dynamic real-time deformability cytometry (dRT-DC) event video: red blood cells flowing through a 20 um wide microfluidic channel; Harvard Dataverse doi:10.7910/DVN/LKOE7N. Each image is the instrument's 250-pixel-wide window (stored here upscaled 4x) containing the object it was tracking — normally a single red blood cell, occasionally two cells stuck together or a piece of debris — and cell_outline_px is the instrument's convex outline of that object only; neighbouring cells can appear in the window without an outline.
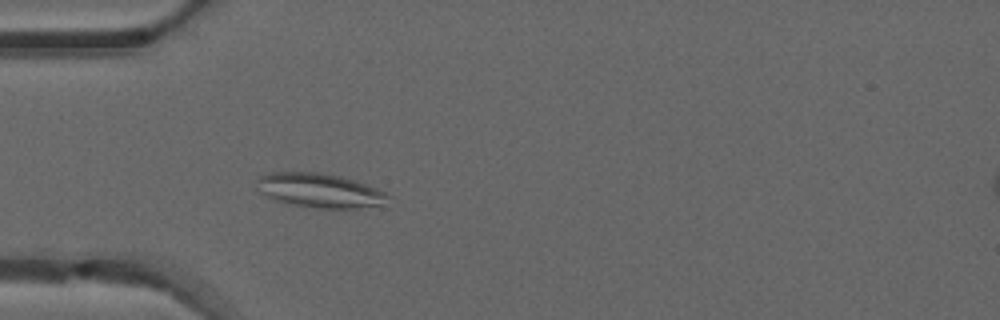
{"species": "common noctule bat (a hibernating species)", "species_latin": "Nyctalus noctula", "temperature_condition": "warm", "stored_images_in_passage": 48, "camera_frame_rate_fps": 3000, "um_per_image_px": 0.085, "animal": {"sex": "male", "forearm_length_mm": 52.5}, "frame": {"image": 1, "passage_image": 13, "time_ms": 4.0, "image_size_px": [1000, 320], "cell_outline_px": [[392, 196], [376, 204], [356, 208], [320, 208], [292, 204], [276, 200], [260, 192], [256, 180], [260, 176], [272, 172], [316, 172], [340, 176], [376, 188]], "centroid_in_image_um": [27.11, 16.17], "position_along_channel_um": 57.9, "area_um2": 25.43}}
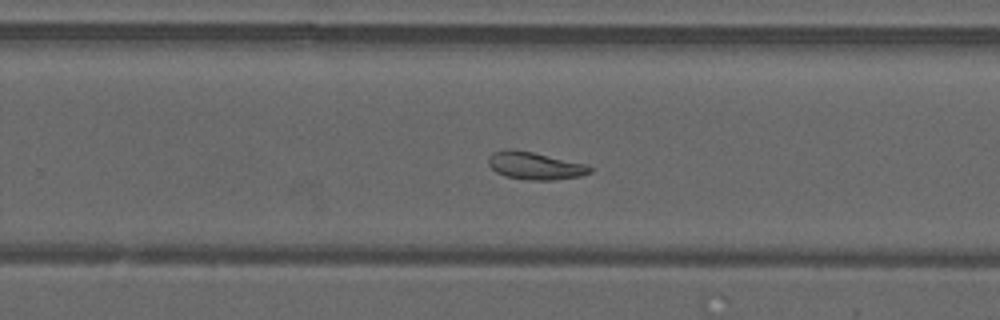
{"frame": {"image": 2, "passage_image": 30, "time_ms": 9.667, "image_size_px": [1000, 320], "cell_outline_px": [[592, 172], [580, 176], [552, 180], [528, 180], [504, 176], [496, 172], [488, 164], [488, 160], [492, 152], [504, 148], [512, 148], [532, 152], [588, 164], [592, 168]], "centroid_in_image_um": [45.46, 14.08], "position_along_channel_um": 284.3, "area_um2": 16.47}}
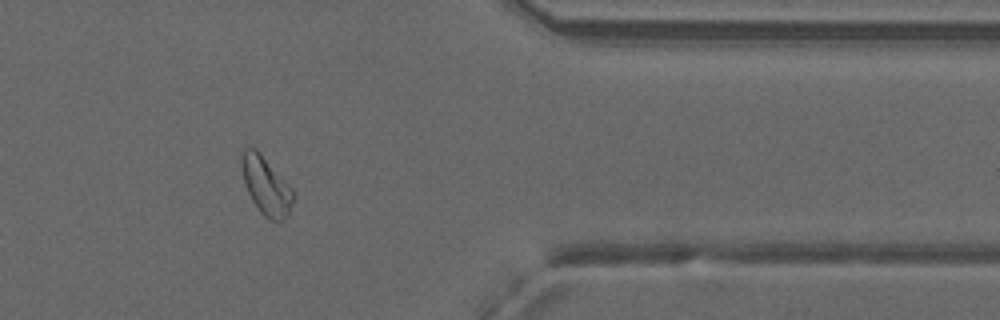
{"frame": {"image": 3, "passage_image": 39, "time_ms": 12.667, "image_size_px": [1000, 320], "cell_outline_px": [[296, 196], [288, 216], [280, 220], [268, 220], [260, 212], [252, 200], [244, 184], [240, 164], [240, 160], [244, 144], [256, 148], [260, 152], [292, 188]], "centroid_in_image_um": [22.6, 15.75], "position_along_channel_um": 388.8, "area_um2": 17.86}, "authors_computed_cell_mechanics": {"area_um2": 18.4093, "velocity_mm_per_s": 4.1059, "shape_relaxation_time_tau1_ms": null, "shape_relaxation_time_tau2_ms": 5.3384, "deformation_change_tau1": null, "deformation_change_tau2": 0.143}}